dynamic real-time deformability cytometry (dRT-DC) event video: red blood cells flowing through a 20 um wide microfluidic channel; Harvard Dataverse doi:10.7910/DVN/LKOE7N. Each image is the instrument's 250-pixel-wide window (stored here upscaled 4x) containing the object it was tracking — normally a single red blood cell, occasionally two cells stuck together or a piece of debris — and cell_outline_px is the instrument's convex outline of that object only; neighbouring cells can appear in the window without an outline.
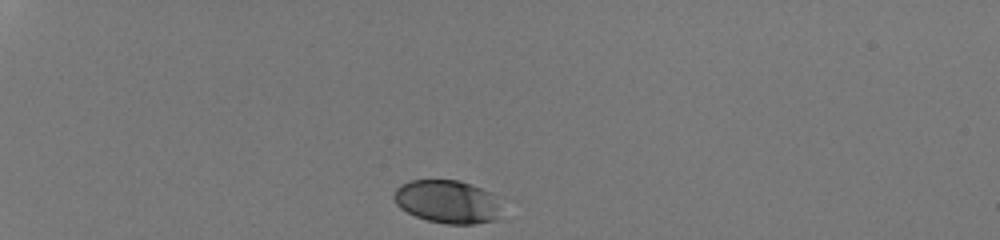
{"species": "human", "species_latin": "Homo sapiens", "temperature_condition": "room temperature", "stored_images_in_passage": 32, "camera_frame_rate_fps": 3000, "um_per_image_px": 0.085, "donor": {"sex": "male"}, "frame": {"image": 1, "passage_image": 1, "time_ms": 0.0, "image_size_px": [1000, 240], "cell_outline_px": [[500, 200], [496, 220], [472, 224], [448, 224], [428, 220], [416, 216], [400, 208], [396, 204], [392, 196], [396, 188], [400, 184], [408, 180], [460, 180], [472, 184], [492, 192]], "centroid_in_image_um": [38.01, 17.12], "position_along_channel_um": 47.0, "area_um2": 27.28}}
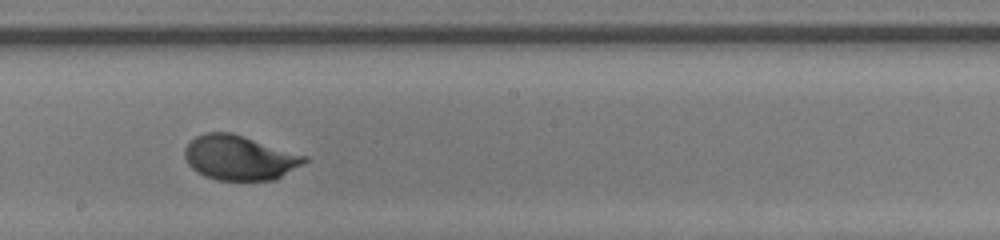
{"frame": {"image": 2, "passage_image": 19, "time_ms": 6.0, "image_size_px": [1000, 240], "cell_outline_px": [[308, 160], [304, 164], [276, 180], [216, 180], [204, 176], [196, 172], [188, 164], [184, 156], [184, 148], [196, 136], [204, 132], [232, 132], [308, 156]], "centroid_in_image_um": [20.37, 13.41], "position_along_channel_um": 227.8, "area_um2": 31.5}}
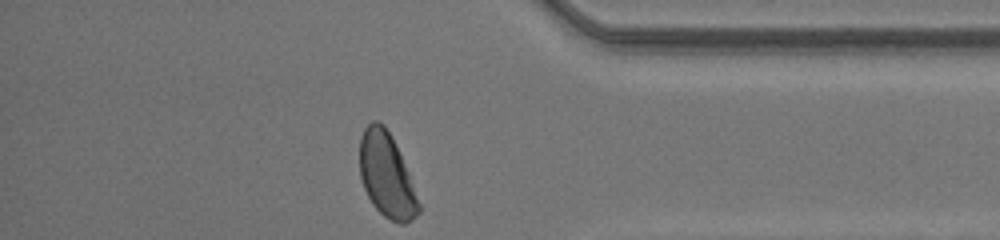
{"frame": {"image": 3, "passage_image": 32, "time_ms": 10.333, "image_size_px": [1000, 240], "cell_outline_px": [[420, 212], [412, 220], [404, 224], [400, 224], [384, 216], [372, 204], [364, 188], [360, 176], [360, 136], [364, 128], [372, 120], [376, 120], [384, 124], [408, 172], [420, 204]], "centroid_in_image_um": [32.85, 14.92], "position_along_channel_um": 402.4, "area_um2": 28.55}, "authors_computed_cell_mechanics": {"area_um2": 30.4606, "velocity_mm_per_s": 4.232, "shape_relaxation_time_tau1_ms": 2.1043, "shape_relaxation_time_tau2_ms": null, "deformation_change_tau1": 0.1179, "deformation_change_tau2": null}}